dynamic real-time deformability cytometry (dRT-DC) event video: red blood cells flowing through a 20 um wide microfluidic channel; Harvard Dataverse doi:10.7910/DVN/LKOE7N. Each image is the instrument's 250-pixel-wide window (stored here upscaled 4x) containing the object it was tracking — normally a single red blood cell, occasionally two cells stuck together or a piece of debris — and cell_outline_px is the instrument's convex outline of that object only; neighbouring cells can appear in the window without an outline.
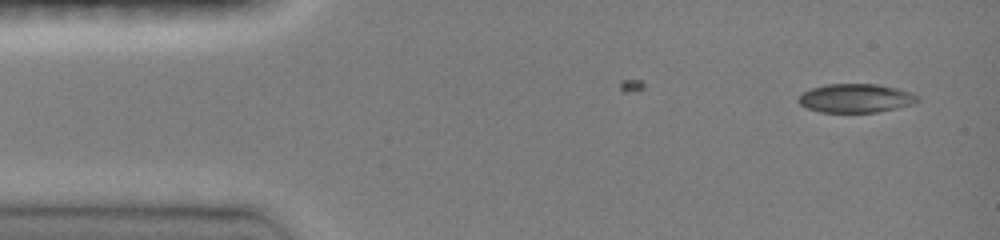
{"species": "common noctule bat (a hibernating species)", "species_latin": "Nyctalus noctula", "temperature_condition": "room temperature", "stored_images_in_passage": 3, "camera_frame_rate_fps": 3000, "um_per_image_px": 0.085, "animal": {"sex": "female", "body_mass_g": 19.0, "forearm_length_mm": 51.5}, "frame": {"image": 1, "passage_image": 1, "time_ms": 0.0, "image_size_px": [1000, 240], "cell_outline_px": [[920, 100], [912, 104], [896, 108], [876, 112], [820, 112], [808, 108], [800, 104], [796, 100], [804, 92], [812, 88], [828, 84], [876, 84], [896, 88], [912, 92], [920, 96]], "centroid_in_image_um": [72.76, 8.35], "position_along_channel_um": 12.2, "area_um2": 19.88}}